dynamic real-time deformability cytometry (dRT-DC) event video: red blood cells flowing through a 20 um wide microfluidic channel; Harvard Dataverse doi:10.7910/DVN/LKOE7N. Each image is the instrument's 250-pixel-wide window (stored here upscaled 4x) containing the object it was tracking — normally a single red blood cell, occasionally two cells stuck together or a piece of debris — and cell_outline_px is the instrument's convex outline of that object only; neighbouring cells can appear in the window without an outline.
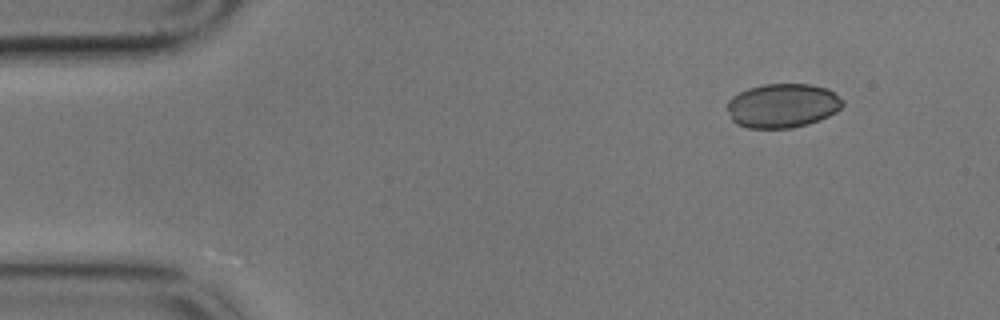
{"species": "common noctule bat (a hibernating species)", "species_latin": "Nyctalus noctula", "temperature_condition": "cold", "stored_images_in_passage": 53, "camera_frame_rate_fps": 3000, "um_per_image_px": 0.085, "animal": {"sex": "male", "body_mass_g": 17.9}, "frame": {"image": 1, "passage_image": 1, "time_ms": 0.0, "image_size_px": [1000, 320], "cell_outline_px": [[844, 104], [836, 112], [820, 120], [808, 124], [792, 128], [748, 128], [736, 124], [732, 120], [728, 108], [728, 100], [732, 96], [748, 88], [764, 84], [808, 84], [828, 88], [844, 100]], "centroid_in_image_um": [66.53, 8.98], "position_along_channel_um": 18.5, "area_um2": 29.82}}
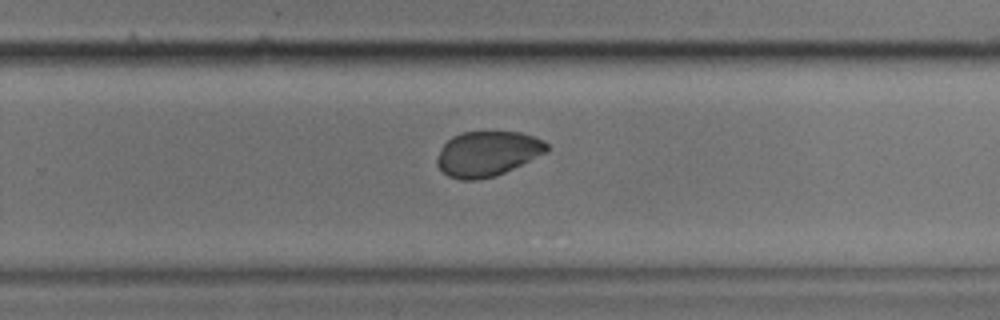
{"frame": {"image": 2, "passage_image": 32, "time_ms": 10.333, "image_size_px": [1000, 320], "cell_outline_px": [[548, 152], [496, 176], [476, 180], [460, 180], [448, 176], [436, 164], [436, 160], [444, 144], [452, 136], [460, 132], [520, 132], [544, 140], [548, 144]], "centroid_in_image_um": [41.44, 13.06], "position_along_channel_um": 288.4, "area_um2": 28.78}}
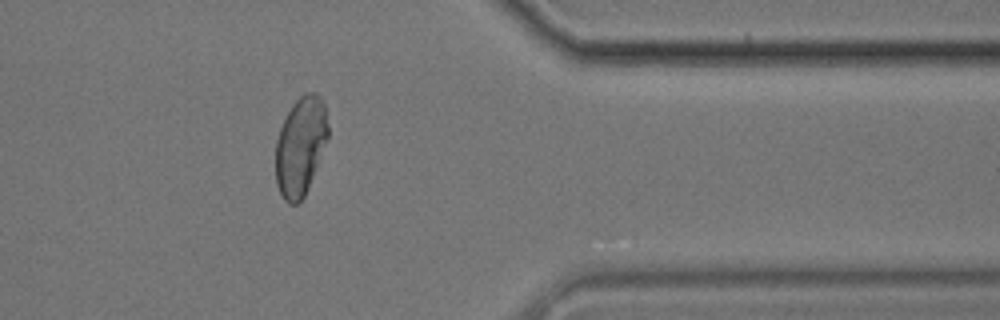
{"frame": {"image": 3, "passage_image": 42, "time_ms": 13.667, "image_size_px": [1000, 320], "cell_outline_px": [[328, 140], [308, 188], [304, 196], [296, 204], [288, 204], [284, 200], [276, 184], [276, 140], [280, 128], [292, 104], [304, 92], [316, 92], [320, 96], [324, 104], [328, 124]], "centroid_in_image_um": [25.55, 12.41], "position_along_channel_um": 385.8, "area_um2": 30.23}}